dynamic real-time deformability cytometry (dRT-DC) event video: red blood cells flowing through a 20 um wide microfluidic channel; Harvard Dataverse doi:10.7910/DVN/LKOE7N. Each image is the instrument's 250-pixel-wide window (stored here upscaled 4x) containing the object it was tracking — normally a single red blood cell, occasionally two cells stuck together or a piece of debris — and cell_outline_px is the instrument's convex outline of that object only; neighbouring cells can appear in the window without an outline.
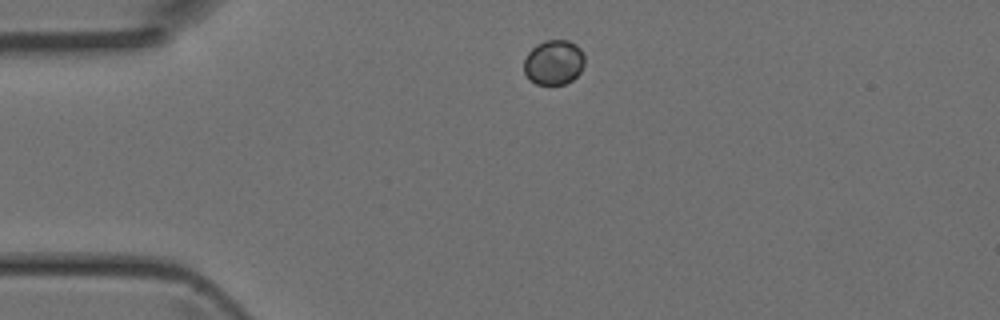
{"species": "Egyptian fruit bat (a non-hibernating species)", "species_latin": "Rousettus aegyptiacus", "temperature_condition": "room temperature", "stored_images_in_passage": 2, "camera_frame_rate_fps": 3000, "um_per_image_px": 0.085, "animal": {"sex": "female"}, "frame": {"image": 1, "passage_image": 1, "time_ms": 0.0, "image_size_px": [1000, 320], "cell_outline_px": [[584, 64], [580, 72], [572, 80], [564, 84], [536, 84], [524, 72], [524, 60], [528, 52], [536, 44], [544, 40], [568, 40], [576, 44], [580, 48], [584, 56]], "centroid_in_image_um": [47.08, 5.28], "position_along_channel_um": 37.9, "area_um2": 15.84}}